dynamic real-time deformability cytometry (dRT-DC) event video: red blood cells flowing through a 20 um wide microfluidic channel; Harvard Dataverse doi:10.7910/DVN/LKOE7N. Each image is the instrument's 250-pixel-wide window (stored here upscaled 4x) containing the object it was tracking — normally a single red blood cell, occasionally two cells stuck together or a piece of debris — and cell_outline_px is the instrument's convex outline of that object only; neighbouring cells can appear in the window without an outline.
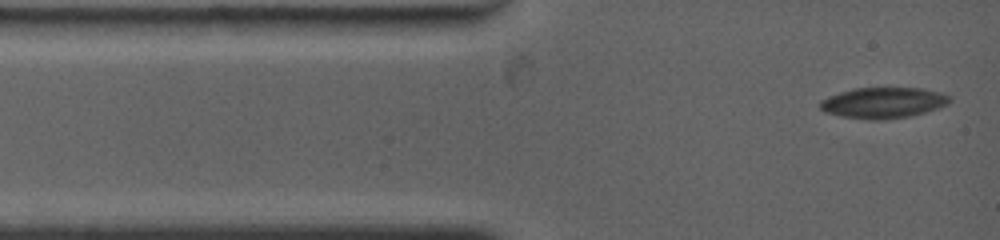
{"species": "common noctule bat (a hibernating species)", "species_latin": "Nyctalus noctula", "temperature_condition": "warm", "stored_images_in_passage": 4, "camera_frame_rate_fps": 4500, "um_per_image_px": 0.085, "animal": {"sex": "female", "body_mass_g": 19.0, "forearm_length_mm": 53.3}, "frame": {"image": 1, "passage_image": 1, "time_ms": 0.0, "image_size_px": [1000, 240], "cell_outline_px": [[952, 100], [948, 104], [912, 116], [880, 120], [872, 120], [844, 116], [824, 112], [820, 108], [820, 100], [828, 96], [840, 92], [856, 88], [920, 88], [940, 92], [948, 96]], "centroid_in_image_um": [75.07, 8.73], "position_along_channel_um": 9.9, "area_um2": 23.12}}